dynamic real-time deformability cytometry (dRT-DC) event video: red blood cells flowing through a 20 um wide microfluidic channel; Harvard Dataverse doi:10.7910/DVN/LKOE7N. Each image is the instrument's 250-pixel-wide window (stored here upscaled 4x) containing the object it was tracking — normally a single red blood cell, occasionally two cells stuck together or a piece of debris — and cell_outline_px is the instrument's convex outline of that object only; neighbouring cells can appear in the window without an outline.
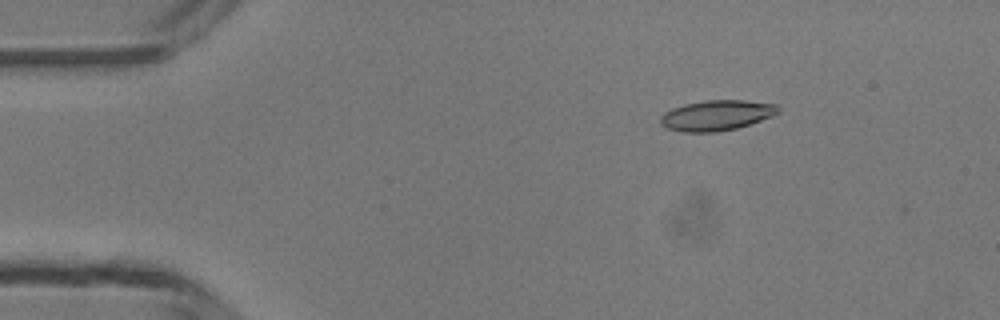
{"species": "common noctule bat (a hibernating species)", "species_latin": "Nyctalus noctula", "temperature_condition": "room temperature", "stored_images_in_passage": 3, "camera_frame_rate_fps": 3000, "um_per_image_px": 0.085, "animal": {"sex": "male", "body_mass_g": 13.3}, "frame": {"image": 1, "passage_image": 2, "time_ms": 1.0, "image_size_px": [1000, 320], "cell_outline_px": [[780, 112], [772, 116], [736, 128], [716, 132], [680, 132], [668, 128], [660, 124], [660, 116], [664, 112], [672, 108], [684, 104], [704, 100], [744, 100], [776, 104], [780, 108]], "centroid_in_image_um": [60.88, 9.8], "position_along_channel_um": 24.1, "area_um2": 20.87}}